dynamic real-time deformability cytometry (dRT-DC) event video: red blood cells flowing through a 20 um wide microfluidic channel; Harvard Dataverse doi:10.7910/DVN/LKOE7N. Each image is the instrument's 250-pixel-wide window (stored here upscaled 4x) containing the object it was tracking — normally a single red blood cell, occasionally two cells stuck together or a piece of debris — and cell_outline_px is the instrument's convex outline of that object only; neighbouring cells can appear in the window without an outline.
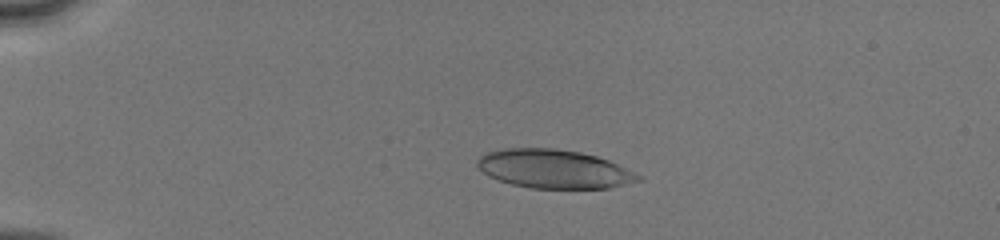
{"species": "human", "species_latin": "Homo sapiens", "temperature_condition": "cold", "stored_images_in_passage": 50, "camera_frame_rate_fps": 3000, "um_per_image_px": 0.085, "donor": {"sex": "male"}, "frame": {"image": 1, "passage_image": 12, "time_ms": 3.667, "image_size_px": [1000, 240], "cell_outline_px": [[644, 180], [608, 188], [532, 188], [512, 184], [488, 176], [476, 164], [476, 160], [480, 156], [488, 152], [504, 148], [556, 148], [580, 152], [596, 156], [608, 160], [644, 176]], "centroid_in_image_um": [47.12, 14.36], "position_along_channel_um": 37.9, "area_um2": 36.3}}
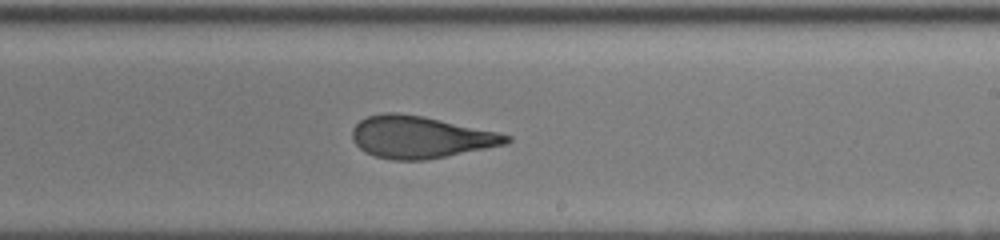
{"frame": {"image": 2, "passage_image": 32, "time_ms": 10.333, "image_size_px": [1000, 240], "cell_outline_px": [[512, 140], [508, 144], [424, 160], [392, 160], [376, 156], [364, 152], [352, 140], [352, 128], [360, 120], [368, 116], [384, 112], [396, 112], [424, 116], [500, 132], [512, 136]], "centroid_in_image_um": [35.74, 11.64], "position_along_channel_um": 253.3, "area_um2": 37.97}}
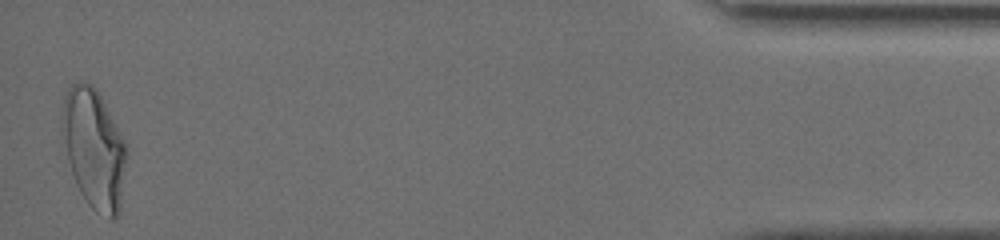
{"frame": {"image": 3, "passage_image": 50, "time_ms": 16.333, "image_size_px": [1000, 240], "cell_outline_px": [[128, 152], [120, 212], [112, 220], [96, 212], [88, 204], [80, 192], [76, 184], [68, 160], [64, 140], [60, 116], [64, 96], [68, 88], [72, 84], [80, 80], [84, 80], [92, 84], [96, 88], [124, 140], [128, 148]], "centroid_in_image_um": [8.0, 12.63], "position_along_channel_um": 427.2, "area_um2": 45.14}, "authors_computed_cell_mechanics": {"area_um2": 37.8879, "velocity_mm_per_s": 4.1285, "shape_relaxation_time_tau1_ms": 5.531, "shape_relaxation_time_tau2_ms": 1.413, "deformation_change_tau1": 0.1957, "deformation_change_tau2": 0.0994}}